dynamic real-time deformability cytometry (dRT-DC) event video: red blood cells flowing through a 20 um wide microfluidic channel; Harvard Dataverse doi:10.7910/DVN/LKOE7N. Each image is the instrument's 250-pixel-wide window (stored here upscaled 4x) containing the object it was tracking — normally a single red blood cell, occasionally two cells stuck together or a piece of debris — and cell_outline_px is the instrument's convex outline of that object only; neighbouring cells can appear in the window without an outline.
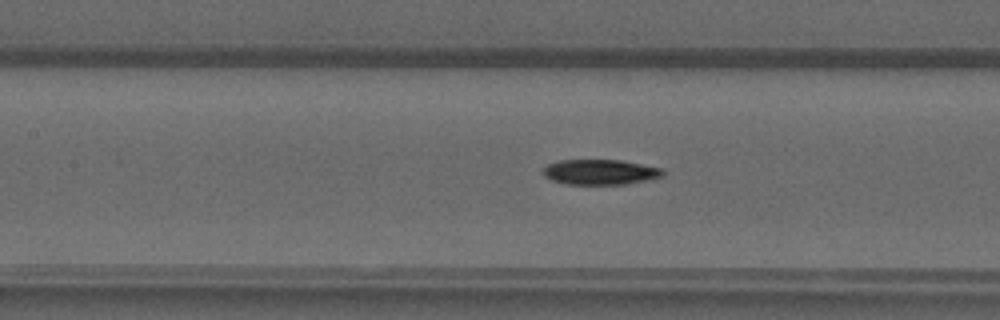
{"species": "common noctule bat (a hibernating species)", "species_latin": "Nyctalus noctula", "temperature_condition": "warm", "stored_images_in_passage": 45, "camera_frame_rate_fps": 3000, "um_per_image_px": 0.085, "animal": {"sex": "male", "forearm_length_mm": 52.5}, "frame": {"image": 1, "passage_image": 22, "time_ms": 7.0, "image_size_px": [1000, 320], "cell_outline_px": [[664, 176], [648, 180], [624, 184], [568, 184], [552, 180], [544, 176], [544, 168], [548, 164], [560, 160], [620, 160], [660, 168], [664, 172]], "centroid_in_image_um": [51.02, 14.62], "position_along_channel_um": 156.4, "area_um2": 17.4}}
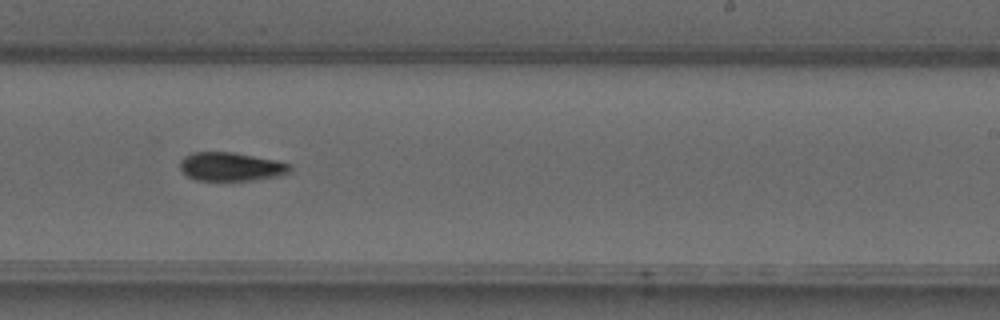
{"frame": {"image": 2, "passage_image": 30, "time_ms": 9.667, "image_size_px": [1000, 320], "cell_outline_px": [[292, 168], [288, 172], [280, 176], [252, 180], [196, 180], [188, 176], [180, 168], [180, 160], [184, 156], [192, 152], [232, 152], [276, 160], [292, 164]], "centroid_in_image_um": [19.64, 14.16], "position_along_channel_um": 269.4, "area_um2": 18.32}}
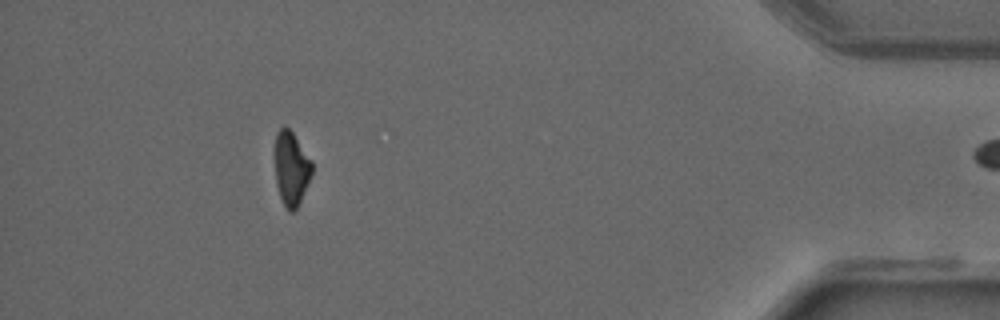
{"frame": {"image": 3, "passage_image": 44, "time_ms": 14.333, "image_size_px": [1000, 320], "cell_outline_px": [[312, 172], [300, 200], [296, 208], [292, 212], [288, 212], [280, 196], [276, 184], [276, 132], [280, 128], [288, 128], [292, 132], [312, 160]], "centroid_in_image_um": [24.76, 14.32], "position_along_channel_um": 410.4, "area_um2": 15.49}}